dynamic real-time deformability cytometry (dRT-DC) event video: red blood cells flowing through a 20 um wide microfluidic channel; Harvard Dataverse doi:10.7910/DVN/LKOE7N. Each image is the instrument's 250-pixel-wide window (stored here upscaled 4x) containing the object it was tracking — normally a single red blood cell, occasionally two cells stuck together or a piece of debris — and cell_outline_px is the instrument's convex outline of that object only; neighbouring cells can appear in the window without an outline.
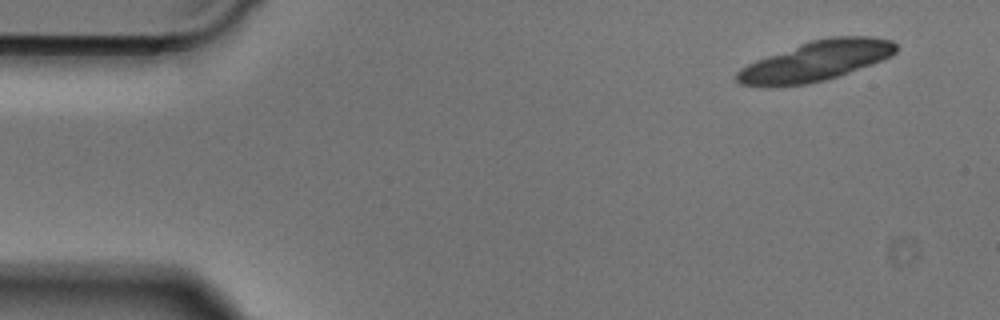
{"species": "Egyptian fruit bat (a non-hibernating species)", "species_latin": "Rousettus aegyptiacus", "temperature_condition": "cold", "stored_images_in_passage": 2, "camera_frame_rate_fps": 3000, "um_per_image_px": 0.085, "animal": {"sex": "male"}, "frame": {"image": 1, "passage_image": 1, "time_ms": 0.0, "image_size_px": [1000, 320], "cell_outline_px": [[896, 52], [892, 56], [872, 64], [824, 80], [804, 84], [740, 84], [736, 80], [736, 72], [740, 68], [756, 60], [800, 44], [812, 40], [828, 36], [872, 36], [892, 40], [896, 44]], "centroid_in_image_um": [69.44, 5.14], "position_along_channel_um": 15.6, "area_um2": 36.13}}